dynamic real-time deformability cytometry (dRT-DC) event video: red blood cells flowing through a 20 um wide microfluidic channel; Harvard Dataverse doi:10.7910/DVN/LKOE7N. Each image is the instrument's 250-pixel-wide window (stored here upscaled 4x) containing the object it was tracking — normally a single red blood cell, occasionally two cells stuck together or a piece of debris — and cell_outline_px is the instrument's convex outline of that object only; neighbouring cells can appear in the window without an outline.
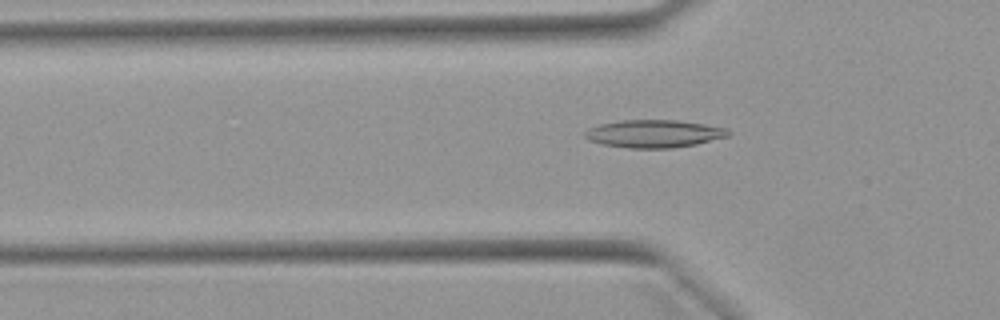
{"species": "Egyptian fruit bat (a non-hibernating species)", "species_latin": "Rousettus aegyptiacus", "temperature_condition": "warm", "stored_images_in_passage": 50, "camera_frame_rate_fps": 3000, "um_per_image_px": 0.085, "animal": {"sex": "female"}, "frame": {"image": 1, "passage_image": 16, "time_ms": 5.0, "image_size_px": [1000, 320], "cell_outline_px": [[732, 132], [728, 136], [696, 144], [672, 148], [628, 148], [600, 144], [588, 140], [584, 136], [584, 132], [588, 128], [600, 124], [620, 120], [676, 120], [704, 124], [728, 128]], "centroid_in_image_um": [55.57, 11.36], "position_along_channel_um": 70.2, "area_um2": 23.29}}
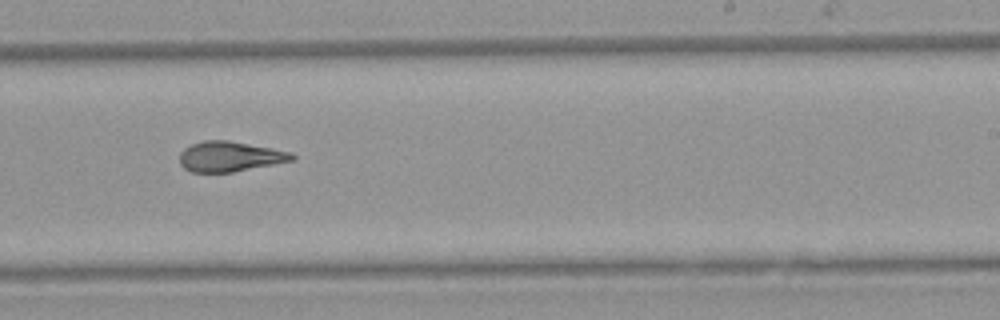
{"frame": {"image": 2, "passage_image": 31, "time_ms": 10.0, "image_size_px": [1000, 320], "cell_outline_px": [[296, 156], [292, 160], [232, 172], [192, 172], [184, 168], [180, 164], [180, 152], [184, 148], [192, 144], [204, 140], [228, 140], [292, 152]], "centroid_in_image_um": [19.5, 13.3], "position_along_channel_um": 269.5, "area_um2": 19.54}}
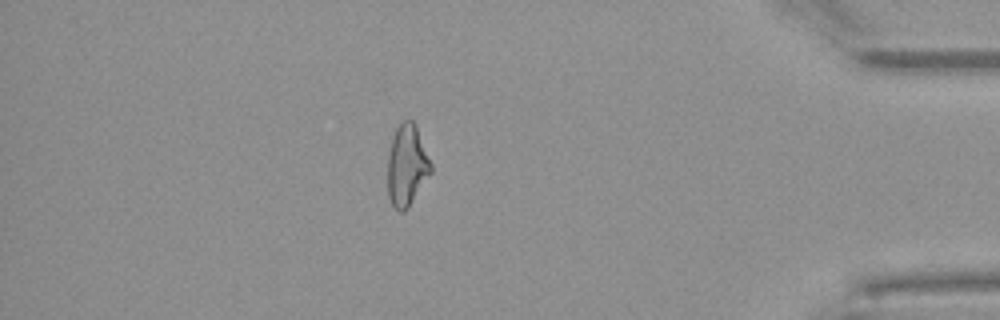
{"frame": {"image": 3, "passage_image": 44, "time_ms": 14.333, "image_size_px": [1000, 320], "cell_outline_px": [[432, 172], [408, 208], [404, 212], [400, 212], [392, 204], [388, 196], [388, 156], [392, 136], [396, 128], [404, 120], [412, 120], [416, 124], [432, 164]], "centroid_in_image_um": [34.6, 14.06], "position_along_channel_um": 400.6, "area_um2": 20.63}, "authors_computed_cell_mechanics": {"area_um2": 20.8947, "velocity_mm_per_s": 3.9834, "shape_relaxation_time_tau1_ms": null, "shape_relaxation_time_tau2_ms": 2.532, "deformation_change_tau1": null, "deformation_change_tau2": 0.1082}}